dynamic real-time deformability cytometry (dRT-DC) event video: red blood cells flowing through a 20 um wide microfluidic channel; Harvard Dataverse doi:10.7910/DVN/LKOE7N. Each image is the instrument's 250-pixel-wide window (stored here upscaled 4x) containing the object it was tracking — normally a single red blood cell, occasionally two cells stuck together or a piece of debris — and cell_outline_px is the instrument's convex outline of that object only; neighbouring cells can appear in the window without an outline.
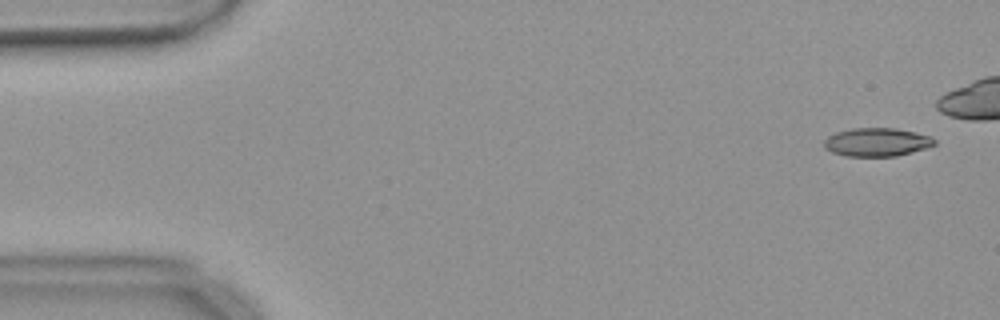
{"species": "common noctule bat (a hibernating species)", "species_latin": "Nyctalus noctula", "temperature_condition": "warm", "stored_images_in_passage": 47, "camera_frame_rate_fps": 3000, "um_per_image_px": 0.085, "animal": {"sex": "female", "body_mass_g": 18.4}, "frame": {"image": 1, "passage_image": 3, "time_ms": 0.667, "image_size_px": [1000, 320], "cell_outline_px": [[936, 144], [924, 148], [896, 156], [844, 156], [832, 152], [824, 148], [824, 140], [828, 136], [836, 132], [852, 128], [896, 128], [928, 136], [936, 140]], "centroid_in_image_um": [74.47, 12.08], "position_along_channel_um": 10.5, "area_um2": 18.09}}
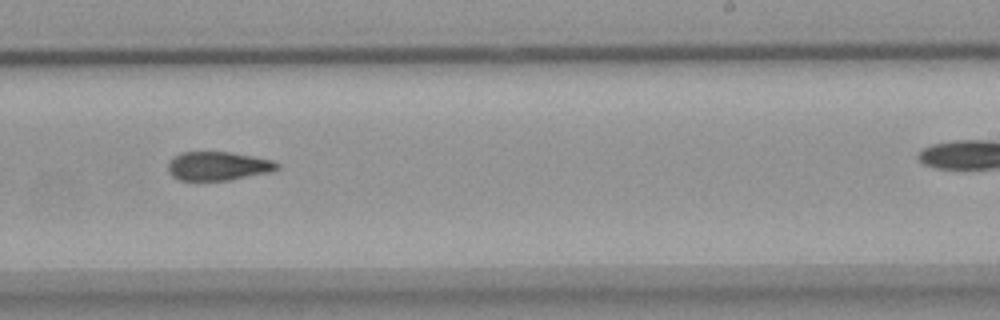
{"frame": {"image": 2, "passage_image": 34, "time_ms": 11.0, "image_size_px": [1000, 320], "cell_outline_px": [[280, 168], [272, 172], [232, 180], [196, 184], [180, 180], [172, 176], [168, 172], [168, 160], [172, 156], [180, 152], [228, 152], [252, 156], [272, 160], [280, 164]], "centroid_in_image_um": [18.48, 14.16], "position_along_channel_um": 270.5, "area_um2": 19.31}}
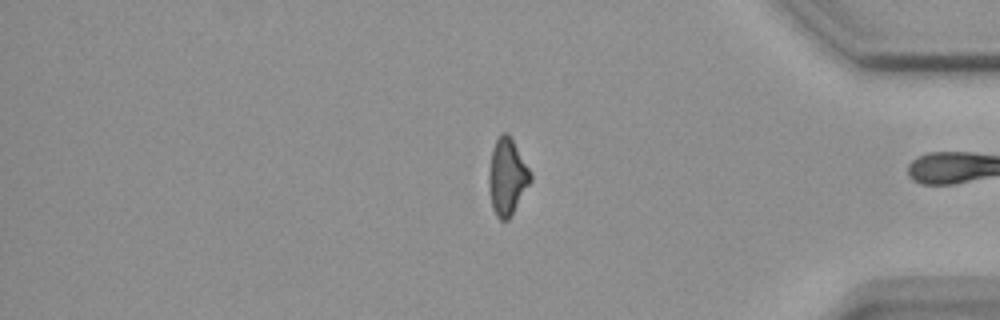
{"frame": {"image": 3, "passage_image": 46, "time_ms": 15.0, "image_size_px": [1000, 320], "cell_outline_px": [[532, 180], [512, 216], [508, 220], [500, 220], [496, 216], [492, 208], [488, 184], [488, 172], [492, 148], [500, 132], [508, 132], [528, 168], [532, 176]], "centroid_in_image_um": [43.09, 15.05], "position_along_channel_um": 392.1, "area_um2": 18.73}, "authors_computed_cell_mechanics": {"area_um2": 19.1896, "velocity_mm_per_s": 3.7034, "shape_relaxation_time_tau1_ms": null, "shape_relaxation_time_tau2_ms": 8.9631, "deformation_change_tau1": null, "deformation_change_tau2": 0.2158}}